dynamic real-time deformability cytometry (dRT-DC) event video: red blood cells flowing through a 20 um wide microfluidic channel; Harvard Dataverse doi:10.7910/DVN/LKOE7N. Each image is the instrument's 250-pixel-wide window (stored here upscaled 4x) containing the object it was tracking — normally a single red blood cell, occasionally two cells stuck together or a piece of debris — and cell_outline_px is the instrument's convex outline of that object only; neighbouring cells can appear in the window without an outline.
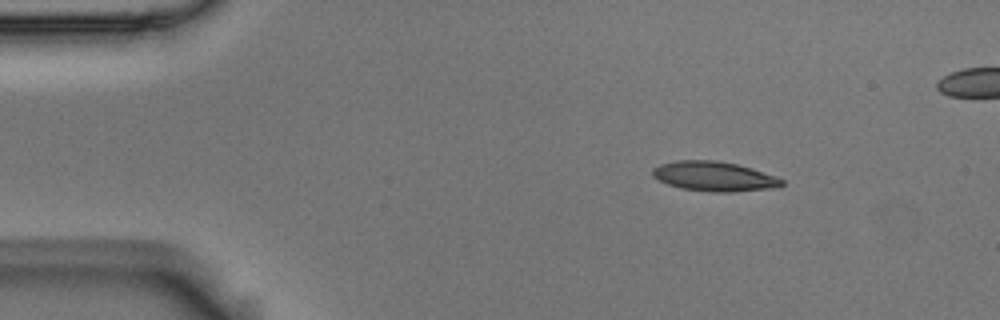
{"species": "Egyptian fruit bat (a non-hibernating species)", "species_latin": "Rousettus aegyptiacus", "temperature_condition": "room temperature", "stored_images_in_passage": 5, "camera_frame_rate_fps": 3000, "um_per_image_px": 0.085, "animal": {"sex": "male"}, "frame": {"image": 1, "passage_image": 2, "time_ms": 0.333, "image_size_px": [1000, 320], "cell_outline_px": [[784, 184], [780, 188], [732, 192], [716, 192], [680, 188], [668, 184], [652, 176], [652, 168], [660, 164], [676, 160], [716, 160], [736, 164], [752, 168], [776, 176], [784, 180]], "centroid_in_image_um": [60.74, 14.99], "position_along_channel_um": 24.3, "area_um2": 22.54}}
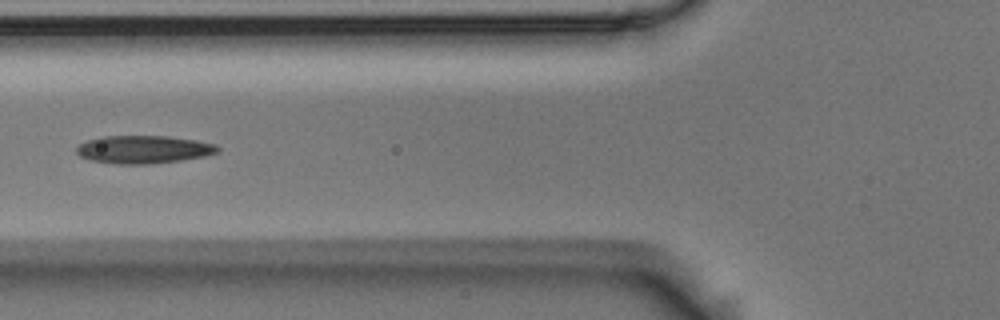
{"frame": {"image": 2, "passage_image": 5, "time_ms": 1.333, "image_size_px": [1000, 320], "cell_outline_px": [[220, 152], [204, 156], [180, 160], [148, 164], [116, 164], [88, 160], [80, 156], [76, 152], [76, 148], [80, 144], [88, 140], [100, 136], [168, 136], [196, 140], [216, 144], [220, 148]], "centroid_in_image_um": [12.2, 12.7], "position_along_channel_um": 113.6, "area_um2": 23.06}}